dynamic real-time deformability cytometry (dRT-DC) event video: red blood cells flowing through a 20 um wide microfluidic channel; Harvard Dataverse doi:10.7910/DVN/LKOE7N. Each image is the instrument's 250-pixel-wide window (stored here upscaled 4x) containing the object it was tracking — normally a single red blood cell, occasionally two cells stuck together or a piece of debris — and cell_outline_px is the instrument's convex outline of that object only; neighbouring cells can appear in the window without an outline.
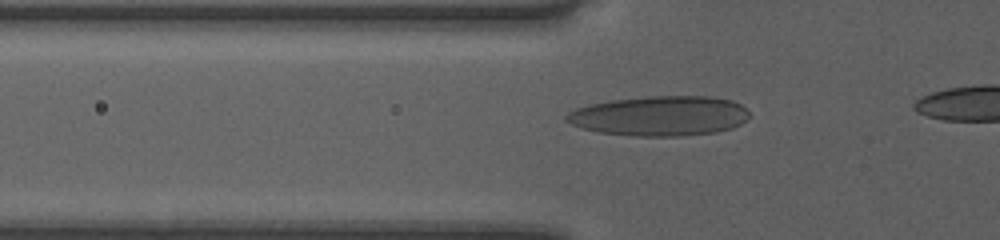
{"species": "human", "species_latin": "Homo sapiens", "temperature_condition": "room temperature", "stored_images_in_passage": 37, "camera_frame_rate_fps": 3000, "um_per_image_px": 0.085, "donor": {"sex": "female"}, "frame": {"image": 1, "passage_image": 10, "time_ms": 3.0, "image_size_px": [1000, 240], "cell_outline_px": [[748, 116], [740, 124], [732, 128], [716, 132], [680, 136], [636, 136], [600, 132], [584, 128], [572, 124], [564, 120], [564, 116], [568, 112], [576, 108], [588, 104], [612, 100], [648, 96], [712, 96], [732, 100], [740, 104], [748, 112]], "centroid_in_image_um": [56.07, 9.84], "position_along_channel_um": 69.7, "area_um2": 42.48}}
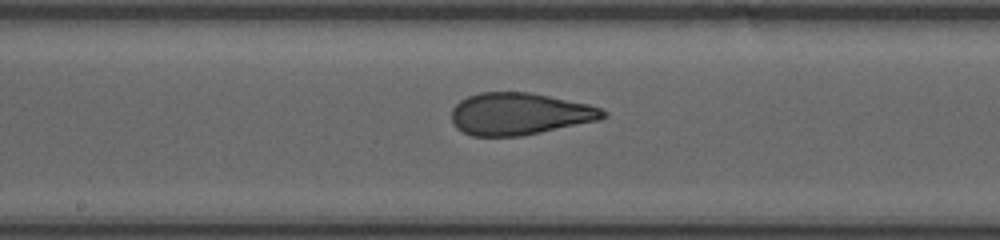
{"frame": {"image": 2, "passage_image": 20, "time_ms": 6.333, "image_size_px": [1000, 240], "cell_outline_px": [[608, 116], [600, 120], [520, 136], [472, 136], [456, 128], [452, 120], [452, 108], [460, 100], [468, 96], [480, 92], [528, 92], [588, 104], [600, 108], [608, 112]], "centroid_in_image_um": [44.16, 9.68], "position_along_channel_um": 204.0, "area_um2": 37.05}}
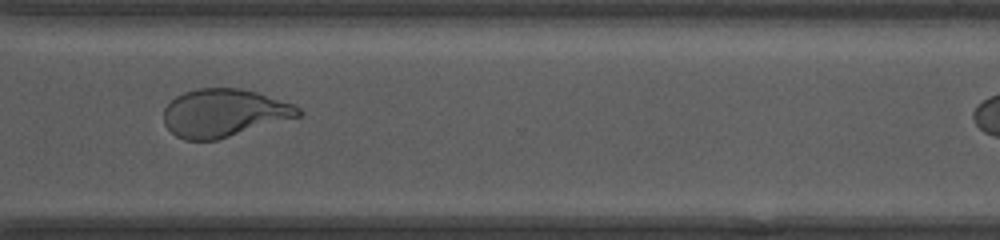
{"frame": {"image": 3, "passage_image": 31, "time_ms": 10.0, "image_size_px": [1000, 240], "cell_outline_px": [[300, 116], [216, 140], [184, 140], [176, 136], [164, 124], [164, 108], [176, 96], [184, 92], [196, 88], [240, 88], [256, 92], [292, 104], [300, 108]], "centroid_in_image_um": [18.99, 9.6], "position_along_channel_um": 351.6, "area_um2": 37.22}}